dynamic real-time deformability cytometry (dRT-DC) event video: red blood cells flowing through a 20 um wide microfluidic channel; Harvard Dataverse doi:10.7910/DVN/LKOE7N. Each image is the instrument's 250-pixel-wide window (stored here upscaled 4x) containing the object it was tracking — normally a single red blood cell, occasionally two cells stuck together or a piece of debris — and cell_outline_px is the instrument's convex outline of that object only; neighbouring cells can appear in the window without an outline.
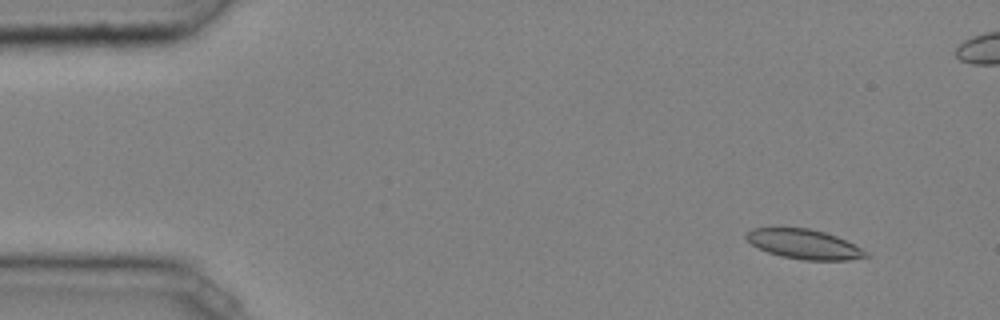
{"species": "common noctule bat (a hibernating species)", "species_latin": "Nyctalus noctula", "temperature_condition": "cold", "stored_images_in_passage": 46, "camera_frame_rate_fps": 3000, "um_per_image_px": 0.085, "animal": {"sex": "male", "body_mass_g": 20.4}, "frame": {"image": 1, "passage_image": 5, "time_ms": 1.333, "image_size_px": [1000, 320], "cell_outline_px": [[872, 256], [848, 260], [804, 260], [780, 256], [768, 252], [752, 244], [744, 236], [752, 228], [808, 228], [824, 232], [836, 236], [860, 248]], "centroid_in_image_um": [68.35, 20.76], "position_along_channel_um": 16.7, "area_um2": 20.35}}
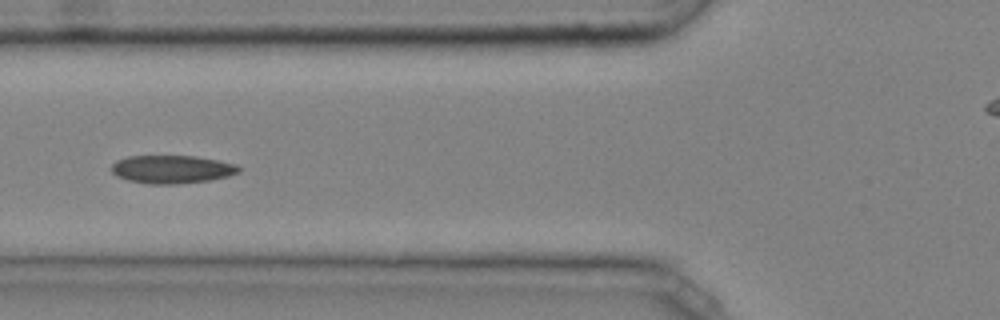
{"frame": {"image": 2, "passage_image": 19, "time_ms": 6.0, "image_size_px": [1000, 320], "cell_outline_px": [[240, 172], [228, 176], [208, 180], [172, 184], [148, 184], [128, 180], [116, 176], [112, 172], [112, 164], [116, 160], [128, 156], [196, 156], [236, 164], [240, 168]], "centroid_in_image_um": [14.59, 14.38], "position_along_channel_um": 111.2, "area_um2": 20.75}}
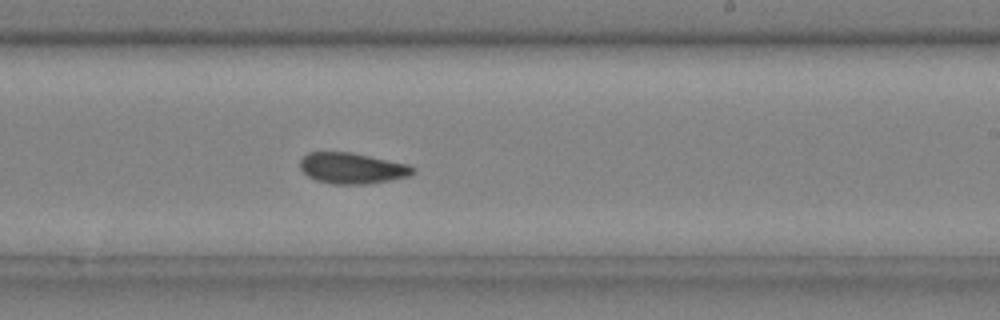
{"frame": {"image": 3, "passage_image": 30, "time_ms": 9.667, "image_size_px": [1000, 320], "cell_outline_px": [[416, 172], [408, 176], [388, 180], [364, 184], [332, 184], [316, 180], [308, 176], [300, 168], [300, 160], [308, 152], [352, 152], [408, 164], [416, 168]], "centroid_in_image_um": [29.93, 14.29], "position_along_channel_um": 259.1, "area_um2": 20.29}, "authors_computed_cell_mechanics": {"area_um2": 20.808, "velocity_mm_per_s": 4.041, "shape_relaxation_time_tau1_ms": 7.2287, "shape_relaxation_time_tau2_ms": 2.5393, "deformation_change_tau1": 0.1456, "deformation_change_tau2": 0.0615}}